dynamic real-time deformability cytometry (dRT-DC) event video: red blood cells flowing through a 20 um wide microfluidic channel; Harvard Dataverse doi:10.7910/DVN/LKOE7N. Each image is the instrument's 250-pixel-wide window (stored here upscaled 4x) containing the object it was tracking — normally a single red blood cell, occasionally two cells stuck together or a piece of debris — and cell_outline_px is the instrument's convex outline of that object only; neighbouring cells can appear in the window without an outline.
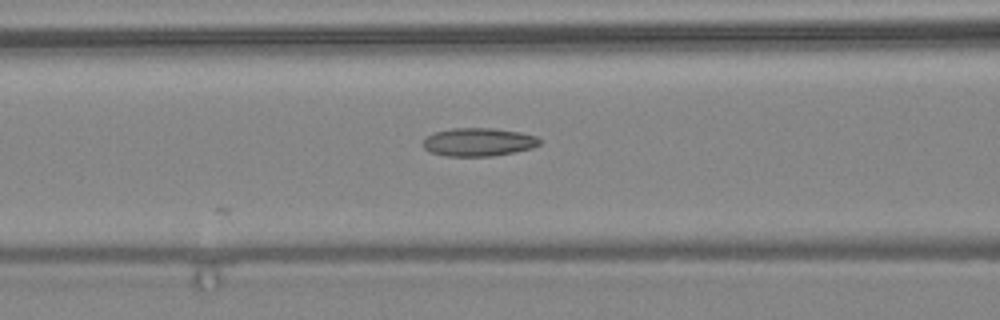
{"species": "common noctule bat (a hibernating species)", "species_latin": "Nyctalus noctula", "temperature_condition": "warm", "stored_images_in_passage": 6, "camera_frame_rate_fps": 3000, "um_per_image_px": 0.085, "animal": {"sex": "female", "body_mass_g": 24.6, "forearm_length_mm": 56.2}, "frame": {"image": 1, "passage_image": 6, "time_ms": 1.667, "image_size_px": [1000, 320], "cell_outline_px": [[540, 144], [532, 148], [492, 156], [444, 156], [428, 152], [420, 144], [428, 136], [436, 132], [452, 128], [492, 128], [520, 132], [536, 136], [540, 140]], "centroid_in_image_um": [40.63, 12.08], "position_along_channel_um": 126.0, "area_um2": 19.19}}